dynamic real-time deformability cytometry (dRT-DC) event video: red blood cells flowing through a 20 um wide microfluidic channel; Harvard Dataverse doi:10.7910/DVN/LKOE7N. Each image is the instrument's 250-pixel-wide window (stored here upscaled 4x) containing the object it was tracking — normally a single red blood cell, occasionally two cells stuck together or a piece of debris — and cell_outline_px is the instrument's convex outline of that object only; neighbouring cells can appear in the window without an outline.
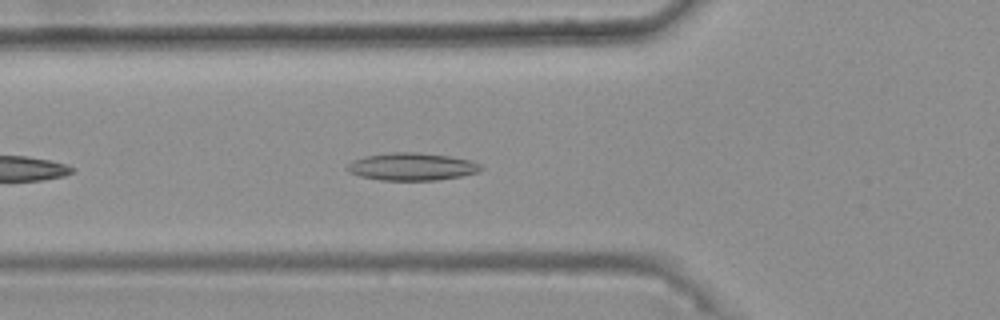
{"species": "common noctule bat (a hibernating species)", "species_latin": "Nyctalus noctula", "temperature_condition": "warm", "stored_images_in_passage": 18, "camera_frame_rate_fps": 3000, "um_per_image_px": 0.085, "animal": {"sex": "female", "body_mass_g": 25.1}, "frame": {"image": 1, "passage_image": 6, "time_ms": 1.667, "image_size_px": [1000, 320], "cell_outline_px": [[484, 168], [480, 172], [460, 176], [436, 180], [380, 180], [360, 176], [348, 172], [348, 164], [352, 160], [368, 156], [392, 152], [416, 152], [448, 156], [468, 160], [480, 164]], "centroid_in_image_um": [35.02, 14.17], "position_along_channel_um": 90.8, "area_um2": 21.27}}
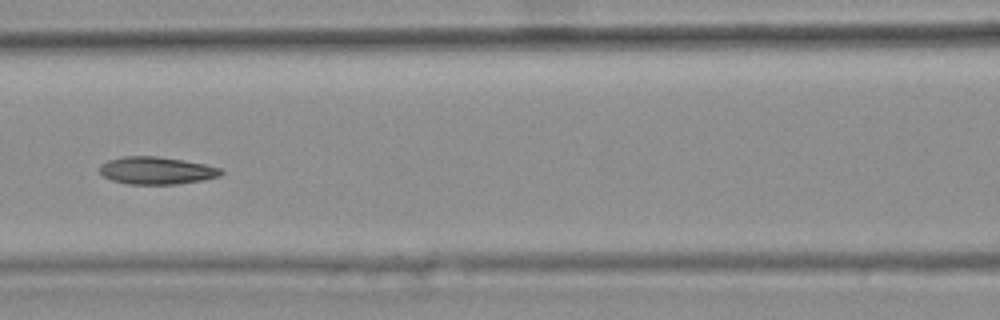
{"frame": {"image": 2, "passage_image": 11, "time_ms": 3.333, "image_size_px": [1000, 320], "cell_outline_px": [[224, 172], [220, 176], [204, 180], [176, 184], [128, 184], [112, 180], [104, 176], [100, 172], [100, 164], [108, 160], [124, 156], [156, 156], [204, 164], [220, 168]], "centroid_in_image_um": [13.3, 14.5], "position_along_channel_um": 153.3, "area_um2": 19.31}}